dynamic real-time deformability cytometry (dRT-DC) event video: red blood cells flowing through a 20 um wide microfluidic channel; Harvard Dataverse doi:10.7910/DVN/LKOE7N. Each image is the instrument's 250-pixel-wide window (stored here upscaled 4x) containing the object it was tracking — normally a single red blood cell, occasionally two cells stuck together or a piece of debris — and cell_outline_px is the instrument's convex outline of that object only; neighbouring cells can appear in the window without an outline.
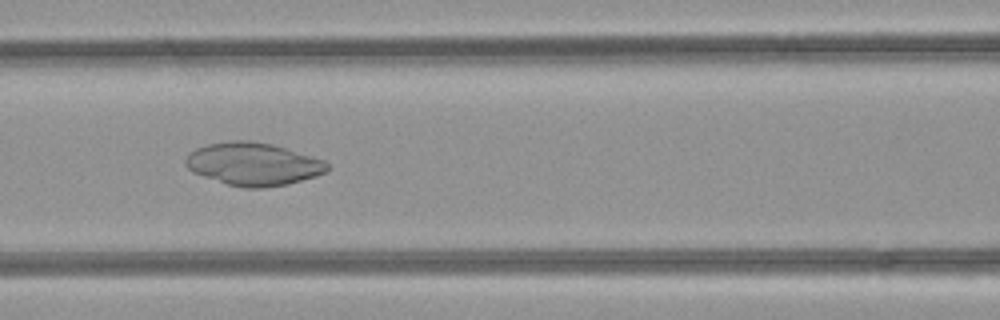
{"species": "common noctule bat (a hibernating species)", "species_latin": "Nyctalus noctula", "temperature_condition": "room temperature", "stored_images_in_passage": 39, "camera_frame_rate_fps": 3000, "um_per_image_px": 0.085, "animal": {"sex": "female", "body_mass_g": 21.9}, "frame": {"image": 1, "passage_image": 17, "time_ms": 5.333, "image_size_px": [1000, 320], "cell_outline_px": [[328, 168], [324, 172], [316, 176], [288, 184], [264, 188], [244, 188], [228, 184], [192, 172], [184, 164], [184, 160], [196, 148], [208, 144], [232, 140], [248, 140], [272, 144], [312, 156], [324, 160], [328, 164]], "centroid_in_image_um": [21.52, 13.94], "position_along_channel_um": 145.1, "area_um2": 35.14}}
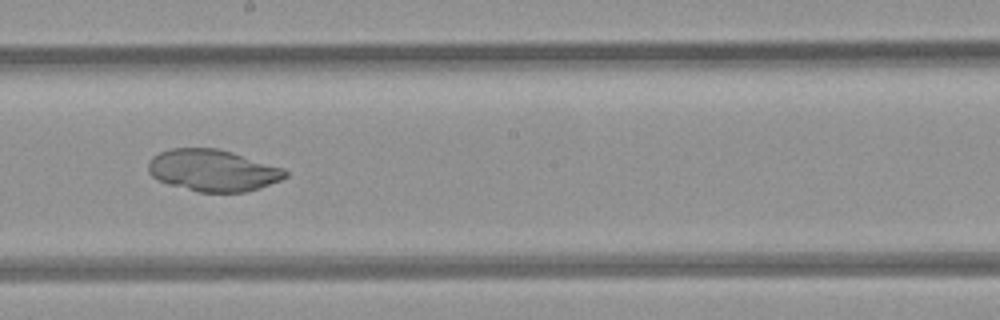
{"frame": {"image": 2, "passage_image": 23, "time_ms": 7.333, "image_size_px": [1000, 320], "cell_outline_px": [[288, 176], [280, 180], [260, 188], [244, 192], [196, 192], [168, 184], [156, 180], [148, 172], [148, 164], [152, 156], [160, 152], [172, 148], [216, 148], [232, 152], [284, 168], [288, 172]], "centroid_in_image_um": [18.08, 14.49], "position_along_channel_um": 230.1, "area_um2": 33.47}}
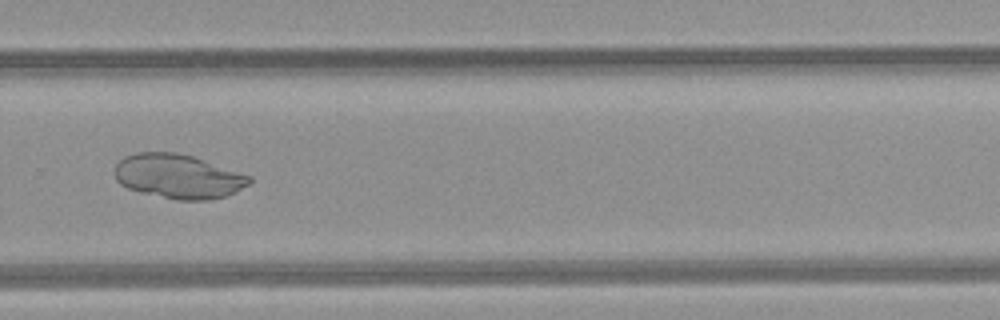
{"frame": {"image": 3, "passage_image": 29, "time_ms": 9.333, "image_size_px": [1000, 320], "cell_outline_px": [[252, 180], [248, 184], [236, 192], [224, 196], [208, 200], [176, 200], [140, 192], [128, 188], [120, 184], [116, 180], [116, 164], [124, 156], [136, 152], [176, 152], [192, 156], [252, 176]], "centroid_in_image_um": [15.14, 14.99], "position_along_channel_um": 314.7, "area_um2": 34.68}}